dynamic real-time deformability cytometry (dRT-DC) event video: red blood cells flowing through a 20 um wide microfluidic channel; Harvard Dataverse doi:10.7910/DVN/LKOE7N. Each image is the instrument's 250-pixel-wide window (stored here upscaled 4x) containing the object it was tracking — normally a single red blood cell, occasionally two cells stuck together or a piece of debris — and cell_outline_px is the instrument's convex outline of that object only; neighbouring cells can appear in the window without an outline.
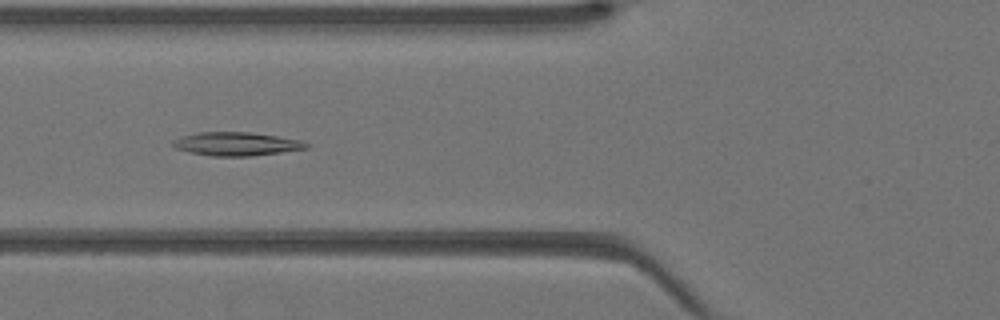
{"species": "Egyptian fruit bat (a non-hibernating species)", "species_latin": "Rousettus aegyptiacus", "temperature_condition": "warm", "stored_images_in_passage": 33, "camera_frame_rate_fps": 3000, "um_per_image_px": 0.085, "animal": {"sex": "female"}, "frame": {"image": 1, "passage_image": 6, "time_ms": 1.667, "image_size_px": [1000, 320], "cell_outline_px": [[312, 144], [308, 148], [252, 156], [212, 156], [192, 152], [176, 148], [172, 144], [172, 140], [184, 136], [200, 132], [248, 132], [304, 140]], "centroid_in_image_um": [20.17, 12.23], "position_along_channel_um": 105.6, "area_um2": 18.15}}
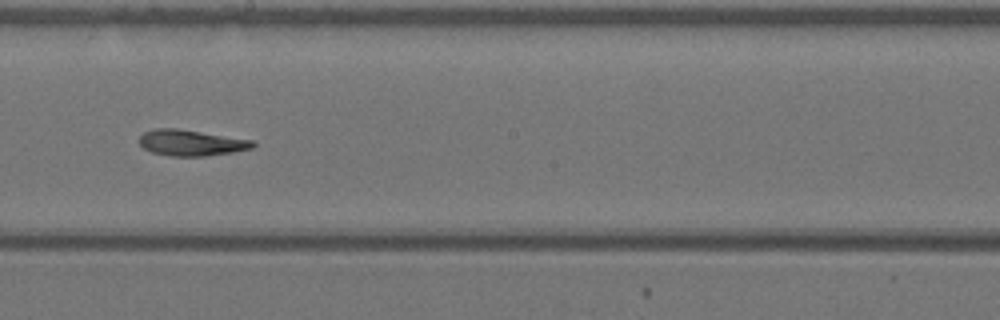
{"frame": {"image": 2, "passage_image": 14, "time_ms": 4.333, "image_size_px": [1000, 320], "cell_outline_px": [[256, 144], [252, 148], [232, 152], [204, 156], [172, 156], [152, 152], [144, 148], [140, 144], [140, 136], [144, 132], [152, 128], [176, 128], [252, 140]], "centroid_in_image_um": [16.22, 12.13], "position_along_channel_um": 232.0, "area_um2": 16.99}}
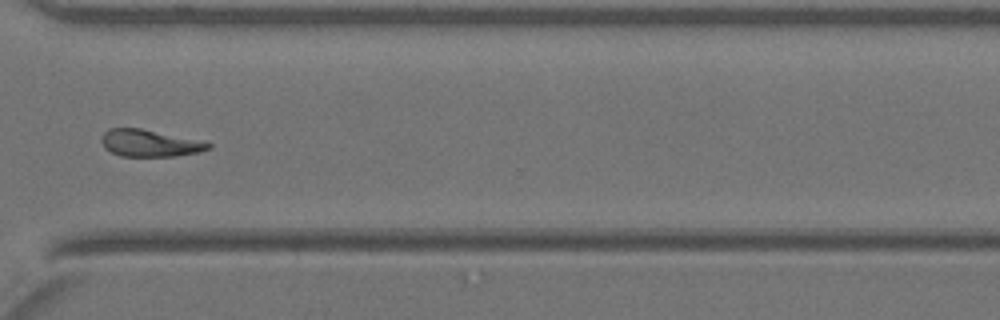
{"frame": {"image": 3, "passage_image": 22, "time_ms": 7.0, "image_size_px": [1000, 320], "cell_outline_px": [[212, 148], [200, 152], [176, 156], [120, 156], [104, 148], [100, 140], [100, 136], [108, 128], [140, 128], [208, 140], [212, 144]], "centroid_in_image_um": [12.8, 12.15], "position_along_channel_um": 357.8, "area_um2": 17.4}}